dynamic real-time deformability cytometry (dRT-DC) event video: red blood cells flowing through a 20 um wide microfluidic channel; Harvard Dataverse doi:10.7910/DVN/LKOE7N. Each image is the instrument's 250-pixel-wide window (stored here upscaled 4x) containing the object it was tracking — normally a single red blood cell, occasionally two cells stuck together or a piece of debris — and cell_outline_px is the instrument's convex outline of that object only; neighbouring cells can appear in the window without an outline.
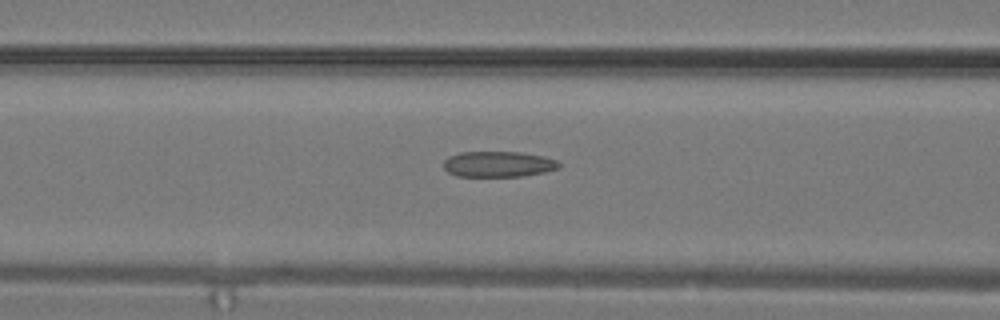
{"species": "common noctule bat (a hibernating species)", "species_latin": "Nyctalus noctula", "temperature_condition": "warm", "stored_images_in_passage": 24, "camera_frame_rate_fps": 3000, "um_per_image_px": 0.085, "animal": {"sex": "male", "body_mass_g": 19.2, "forearm_length_mm": 51.8}, "frame": {"image": 1, "passage_image": 7, "time_ms": 2.0, "image_size_px": [1000, 320], "cell_outline_px": [[560, 168], [544, 172], [520, 176], [456, 176], [448, 172], [444, 168], [444, 160], [448, 156], [460, 152], [520, 152], [544, 156], [556, 160], [560, 164]], "centroid_in_image_um": [42.34, 13.95], "position_along_channel_um": 124.3, "area_um2": 17.28}}
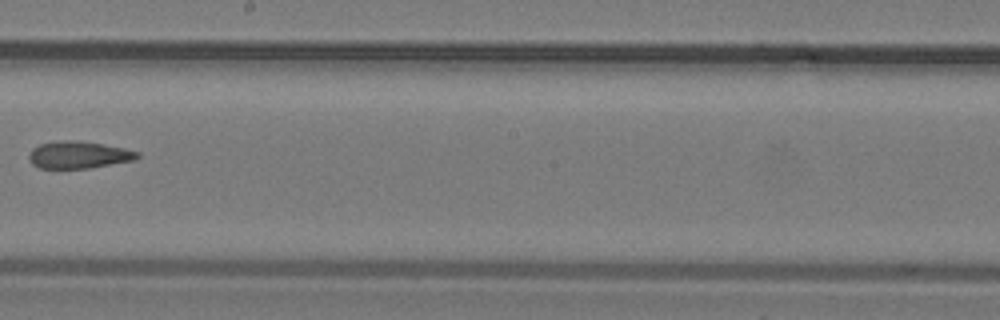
{"frame": {"image": 2, "passage_image": 12, "time_ms": 3.667, "image_size_px": [1000, 320], "cell_outline_px": [[140, 156], [136, 160], [92, 168], [40, 168], [32, 164], [28, 160], [28, 156], [32, 148], [40, 144], [64, 140], [76, 140], [124, 148], [140, 152]], "centroid_in_image_um": [6.7, 13.17], "position_along_channel_um": 241.5, "area_um2": 17.22}}
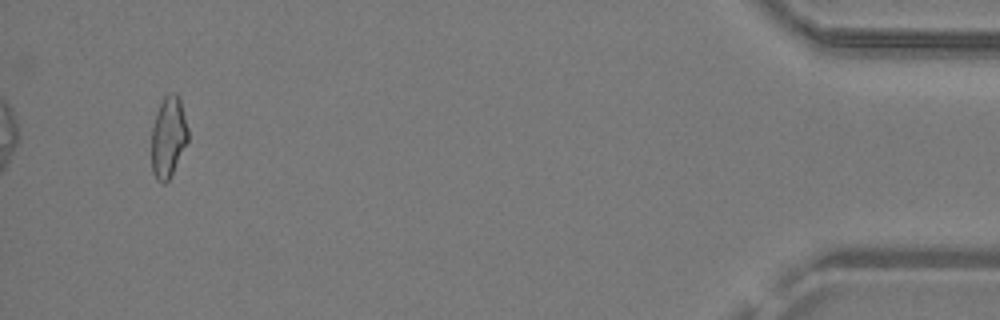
{"frame": {"image": 3, "passage_image": 23, "time_ms": 7.333, "image_size_px": [1000, 320], "cell_outline_px": [[188, 140], [172, 176], [164, 184], [156, 180], [152, 172], [152, 128], [160, 104], [164, 96], [168, 92], [176, 92], [180, 96], [188, 128]], "centroid_in_image_um": [14.32, 11.64], "position_along_channel_um": 420.9, "area_um2": 17.46}}